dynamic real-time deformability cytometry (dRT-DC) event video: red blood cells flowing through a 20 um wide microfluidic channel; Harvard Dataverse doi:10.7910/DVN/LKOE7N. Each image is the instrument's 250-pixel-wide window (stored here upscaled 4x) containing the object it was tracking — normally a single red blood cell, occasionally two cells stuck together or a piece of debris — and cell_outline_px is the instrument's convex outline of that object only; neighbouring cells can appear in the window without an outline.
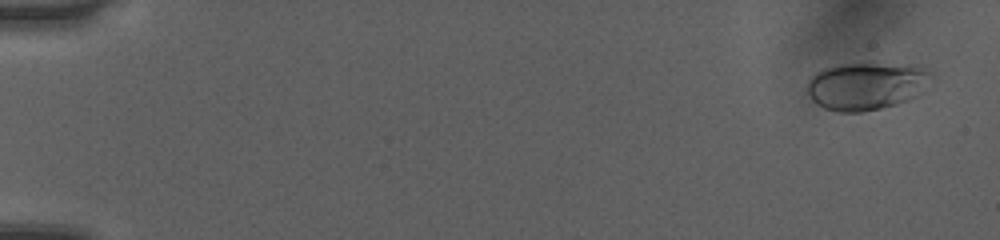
{"species": "human", "species_latin": "Homo sapiens", "temperature_condition": "room temperature", "stored_images_in_passage": 50, "camera_frame_rate_fps": 3000, "um_per_image_px": 0.085, "donor": {"sex": "female"}, "frame": {"image": 1, "passage_image": 1, "time_ms": 0.0, "image_size_px": [1000, 240], "cell_outline_px": [[932, 72], [920, 92], [916, 96], [908, 100], [896, 104], [880, 108], [860, 112], [836, 112], [824, 108], [816, 104], [808, 96], [808, 80], [816, 72], [824, 68], [836, 64], [864, 60], [920, 68]], "centroid_in_image_um": [73.54, 7.28], "position_along_channel_um": 11.5, "area_um2": 34.68}}
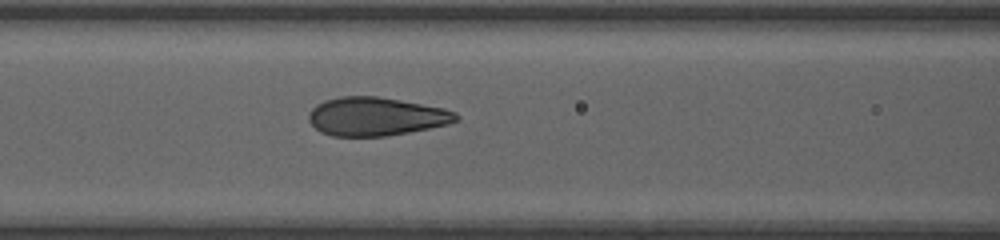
{"frame": {"image": 2, "passage_image": 22, "time_ms": 7.0, "image_size_px": [1000, 240], "cell_outline_px": [[460, 120], [448, 124], [408, 132], [384, 136], [332, 136], [320, 132], [308, 120], [308, 112], [316, 104], [324, 100], [340, 96], [376, 96], [400, 100], [444, 108], [456, 112], [460, 116]], "centroid_in_image_um": [31.95, 9.89], "position_along_channel_um": 134.7, "area_um2": 33.12}}
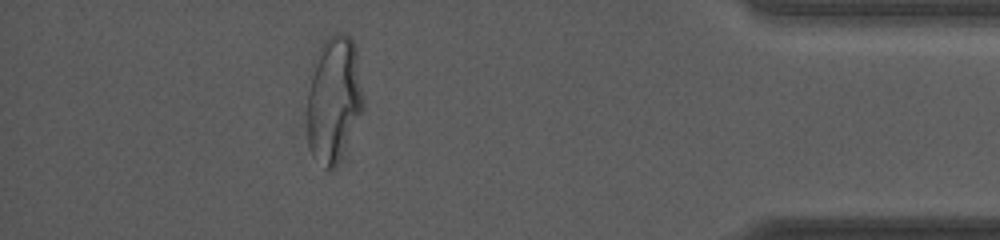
{"frame": {"image": 3, "passage_image": 45, "time_ms": 14.667, "image_size_px": [1000, 240], "cell_outline_px": [[364, 108], [336, 164], [332, 168], [328, 168], [312, 152], [308, 144], [308, 92], [312, 76], [320, 48], [324, 40], [328, 36], [336, 32], [344, 32], [352, 40], [356, 48], [364, 100]], "centroid_in_image_um": [28.41, 8.36], "position_along_channel_um": 406.8, "area_um2": 40.11}, "authors_computed_cell_mechanics": {"area_um2": 33.6107, "velocity_mm_per_s": 4.0671, "shape_relaxation_time_tau1_ms": 5.0775, "shape_relaxation_time_tau2_ms": null, "deformation_change_tau1": 0.1948, "deformation_change_tau2": null}}